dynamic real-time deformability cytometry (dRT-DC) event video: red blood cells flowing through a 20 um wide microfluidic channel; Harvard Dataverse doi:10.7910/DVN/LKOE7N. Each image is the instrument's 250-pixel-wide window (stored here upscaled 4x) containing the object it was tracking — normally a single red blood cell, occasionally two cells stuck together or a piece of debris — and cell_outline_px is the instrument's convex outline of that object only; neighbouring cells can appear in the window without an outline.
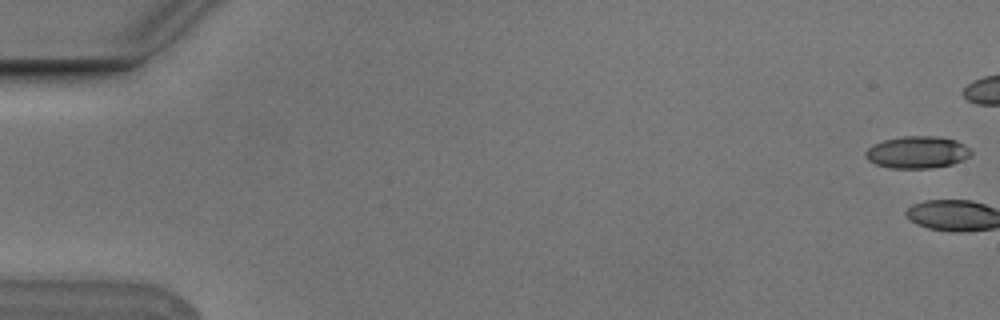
{"species": "Egyptian fruit bat (a non-hibernating species)", "species_latin": "Rousettus aegyptiacus", "temperature_condition": "cold", "stored_images_in_passage": 3, "camera_frame_rate_fps": 3000, "um_per_image_px": 0.085, "animal": {"sex": "male"}, "frame": {"image": 1, "passage_image": 1, "time_ms": 0.0, "image_size_px": [1000, 320], "cell_outline_px": [[972, 152], [968, 156], [952, 164], [928, 168], [888, 168], [876, 164], [868, 160], [864, 156], [864, 152], [872, 144], [884, 140], [900, 136], [936, 136], [956, 140], [964, 144]], "centroid_in_image_um": [77.91, 12.93], "position_along_channel_um": 7.1, "area_um2": 19.71}}